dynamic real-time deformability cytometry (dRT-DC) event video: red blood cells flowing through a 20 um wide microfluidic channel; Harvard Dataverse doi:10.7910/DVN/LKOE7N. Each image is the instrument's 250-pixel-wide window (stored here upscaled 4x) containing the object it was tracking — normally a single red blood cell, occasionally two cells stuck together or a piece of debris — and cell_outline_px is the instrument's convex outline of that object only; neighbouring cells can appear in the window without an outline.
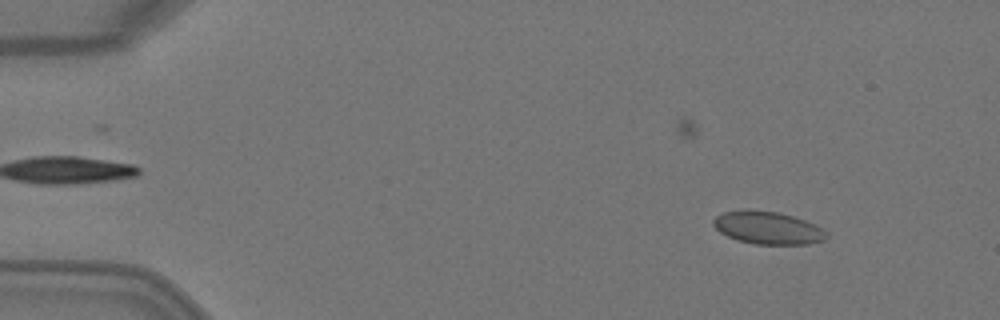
{"species": "Egyptian fruit bat (a non-hibernating species)", "species_latin": "Rousettus aegyptiacus", "temperature_condition": "warm", "stored_images_in_passage": 4, "camera_frame_rate_fps": 3000, "um_per_image_px": 0.085, "animal": {"sex": "female"}, "frame": {"image": 1, "passage_image": 1, "time_ms": 0.0, "image_size_px": [1000, 320], "cell_outline_px": [[828, 236], [824, 240], [808, 244], [756, 244], [736, 240], [720, 232], [712, 224], [712, 220], [716, 216], [724, 212], [744, 208], [748, 208], [780, 212], [816, 224]], "centroid_in_image_um": [65.22, 19.34], "position_along_channel_um": 19.8, "area_um2": 21.73}}
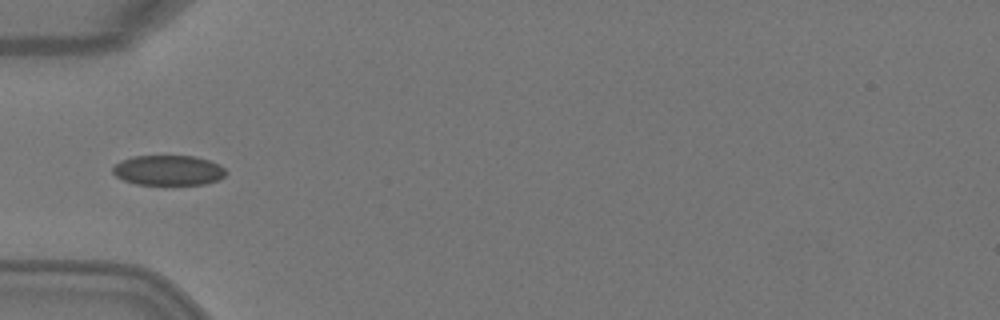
{"frame": {"image": 2, "passage_image": 4, "time_ms": 1.0, "image_size_px": [1000, 320], "cell_outline_px": [[228, 172], [224, 176], [216, 180], [204, 184], [136, 184], [124, 180], [116, 176], [112, 172], [112, 168], [120, 160], [132, 156], [192, 156], [208, 160], [220, 164]], "centroid_in_image_um": [14.3, 14.47], "position_along_channel_um": 70.7, "area_um2": 19.77}}